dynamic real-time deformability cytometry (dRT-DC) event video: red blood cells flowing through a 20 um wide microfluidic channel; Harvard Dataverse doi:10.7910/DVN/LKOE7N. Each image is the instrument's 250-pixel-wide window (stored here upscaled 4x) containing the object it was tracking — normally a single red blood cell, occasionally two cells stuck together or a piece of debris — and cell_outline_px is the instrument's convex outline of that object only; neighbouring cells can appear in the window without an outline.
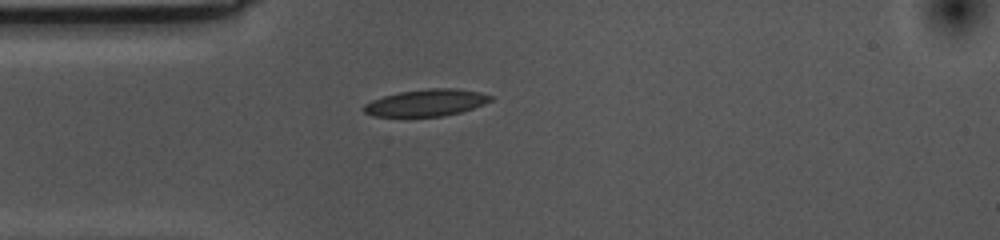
{"species": "common noctule bat (a hibernating species)", "species_latin": "Nyctalus noctula", "temperature_condition": "cold", "stored_images_in_passage": 43, "camera_frame_rate_fps": 3000, "um_per_image_px": 0.085, "animal": {"sex": "female", "body_mass_g": 10.0, "forearm_length_mm": 53.1}, "frame": {"image": 1, "passage_image": 1, "time_ms": 0.0, "image_size_px": [1000, 240], "cell_outline_px": [[492, 100], [484, 104], [460, 112], [440, 116], [372, 116], [364, 112], [360, 108], [364, 104], [372, 100], [384, 96], [400, 92], [428, 88], [456, 88], [480, 92], [492, 96]], "centroid_in_image_um": [36.21, 8.72], "position_along_channel_um": 48.8, "area_um2": 19.77}}
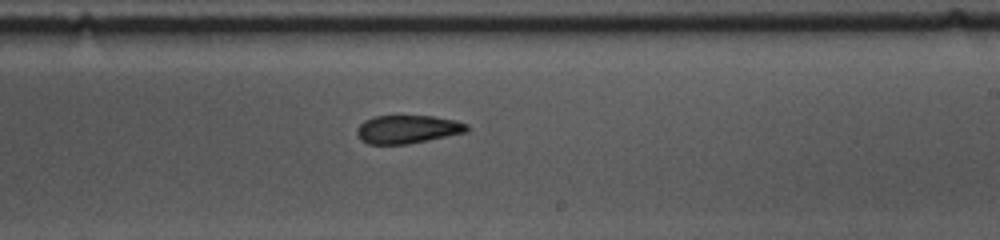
{"frame": {"image": 2, "passage_image": 19, "time_ms": 6.0, "image_size_px": [1000, 240], "cell_outline_px": [[468, 132], [408, 144], [368, 144], [360, 140], [356, 132], [356, 128], [364, 120], [372, 116], [432, 116], [456, 120], [468, 124]], "centroid_in_image_um": [34.63, 10.99], "position_along_channel_um": 254.4, "area_um2": 18.26}}
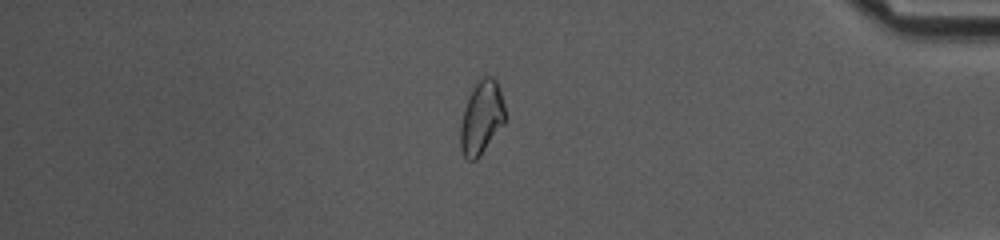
{"frame": {"image": 3, "passage_image": 34, "time_ms": 11.0, "image_size_px": [1000, 240], "cell_outline_px": [[508, 120], [480, 156], [476, 160], [468, 160], [464, 156], [460, 148], [460, 124], [464, 108], [472, 88], [484, 76], [492, 76], [496, 80], [504, 104]], "centroid_in_image_um": [40.95, 10.03], "position_along_channel_um": 394.3, "area_um2": 19.36}, "authors_computed_cell_mechanics": {"area_um2": 19.363, "velocity_mm_per_s": 3.5244, "shape_relaxation_time_tau1_ms": 6.3823, "shape_relaxation_time_tau2_ms": 3.5396, "deformation_change_tau1": 0.1422, "deformation_change_tau2": 0.0967}}